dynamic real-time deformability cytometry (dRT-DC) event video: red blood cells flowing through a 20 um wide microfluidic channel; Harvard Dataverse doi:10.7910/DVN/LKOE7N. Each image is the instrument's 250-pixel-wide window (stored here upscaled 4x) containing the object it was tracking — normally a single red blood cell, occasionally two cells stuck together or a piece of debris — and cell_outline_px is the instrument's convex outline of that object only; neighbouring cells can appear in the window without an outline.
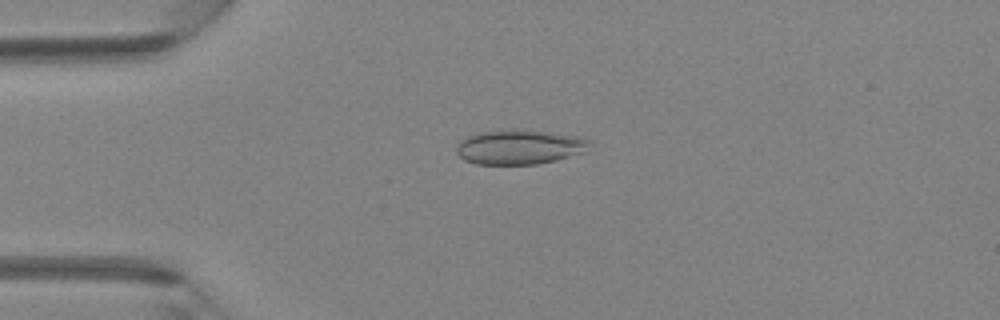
{"species": "Egyptian fruit bat (a non-hibernating species)", "species_latin": "Rousettus aegyptiacus", "temperature_condition": "room temperature", "stored_images_in_passage": 43, "camera_frame_rate_fps": 3000, "um_per_image_px": 0.085, "animal": {"sex": "female"}, "frame": {"image": 1, "passage_image": 10, "time_ms": 3.0, "image_size_px": [1000, 320], "cell_outline_px": [[592, 140], [580, 152], [556, 160], [536, 164], [476, 164], [464, 160], [456, 152], [456, 148], [460, 140], [468, 136], [484, 132], [544, 132], [576, 136]], "centroid_in_image_um": [44.09, 12.54], "position_along_channel_um": 40.9, "area_um2": 25.49}}
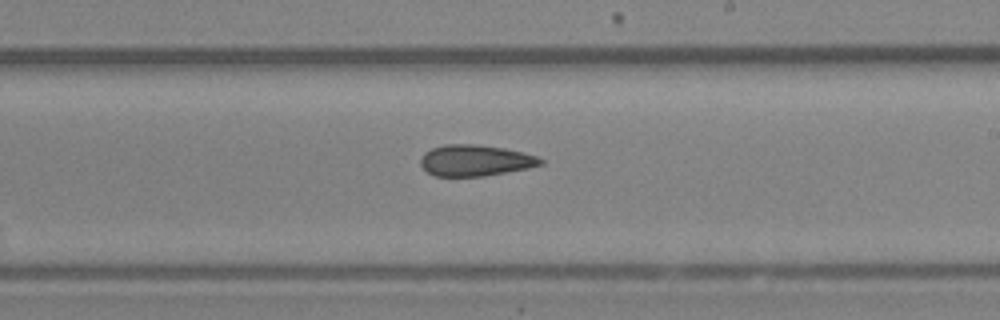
{"frame": {"image": 2, "passage_image": 25, "time_ms": 8.0, "image_size_px": [1000, 320], "cell_outline_px": [[544, 164], [528, 168], [484, 176], [436, 176], [428, 172], [420, 164], [420, 160], [424, 152], [432, 148], [444, 144], [476, 144], [504, 148], [524, 152], [536, 156], [544, 160]], "centroid_in_image_um": [40.41, 13.63], "position_along_channel_um": 248.6, "area_um2": 21.85}}
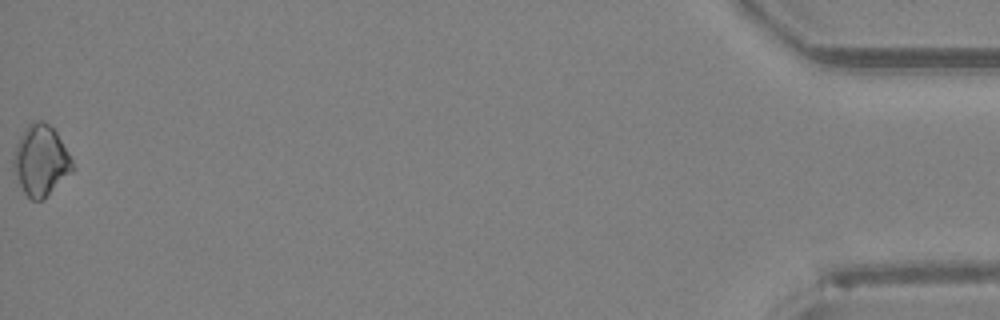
{"frame": {"image": 3, "passage_image": 43, "time_ms": 14.0, "image_size_px": [1000, 320], "cell_outline_px": [[76, 168], [72, 172], [40, 200], [32, 200], [24, 192], [20, 184], [12, 164], [12, 156], [16, 144], [24, 128], [32, 120], [40, 120], [48, 124], [56, 132], [68, 152]], "centroid_in_image_um": [3.46, 13.6], "position_along_channel_um": 431.7, "area_um2": 23.99}}